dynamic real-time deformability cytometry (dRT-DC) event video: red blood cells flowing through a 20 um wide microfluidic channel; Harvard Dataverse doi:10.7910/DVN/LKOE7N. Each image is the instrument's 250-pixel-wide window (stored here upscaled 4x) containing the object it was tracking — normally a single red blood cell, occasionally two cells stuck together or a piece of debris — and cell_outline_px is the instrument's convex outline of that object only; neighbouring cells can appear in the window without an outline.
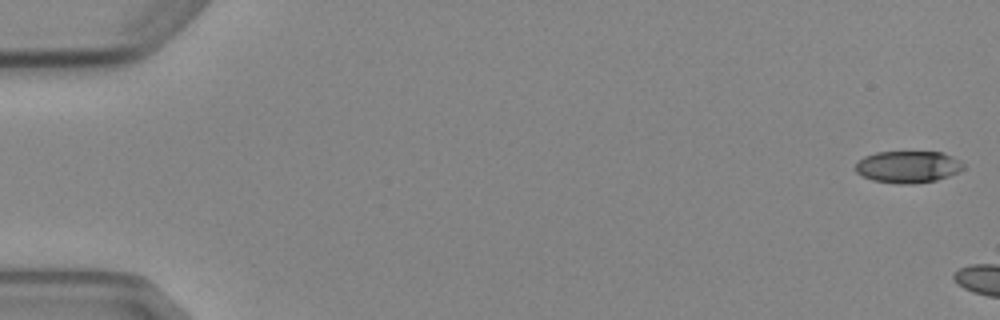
{"species": "Egyptian fruit bat (a non-hibernating species)", "species_latin": "Rousettus aegyptiacus", "temperature_condition": "cold", "stored_images_in_passage": 3, "camera_frame_rate_fps": 3000, "um_per_image_px": 0.085, "animal": {"sex": "female"}, "frame": {"image": 1, "passage_image": 1, "time_ms": 0.0, "image_size_px": [1000, 320], "cell_outline_px": [[964, 168], [960, 172], [936, 180], [912, 184], [900, 184], [872, 180], [856, 172], [856, 164], [864, 156], [876, 152], [944, 152], [960, 160], [964, 164]], "centroid_in_image_um": [77.21, 14.18], "position_along_channel_um": 7.8, "area_um2": 20.11}}